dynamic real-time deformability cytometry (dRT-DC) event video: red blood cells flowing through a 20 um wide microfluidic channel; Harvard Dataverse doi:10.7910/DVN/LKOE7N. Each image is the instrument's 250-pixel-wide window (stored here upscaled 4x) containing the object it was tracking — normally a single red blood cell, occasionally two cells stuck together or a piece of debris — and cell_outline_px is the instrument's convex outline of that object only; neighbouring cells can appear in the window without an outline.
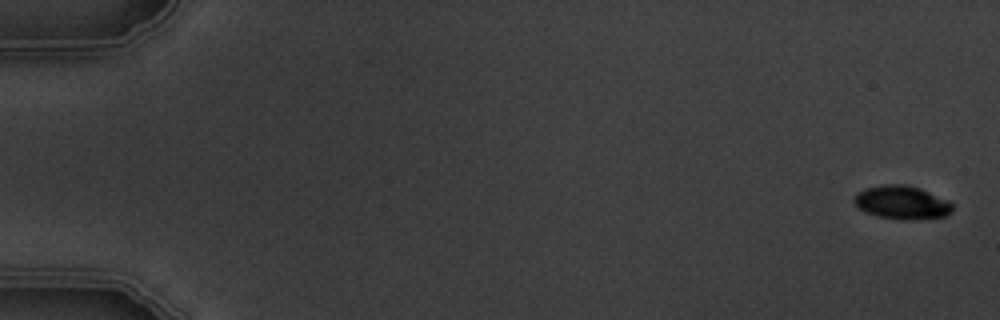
{"species": "common noctule bat (a hibernating species)", "species_latin": "Nyctalus noctula", "temperature_condition": "warm", "stored_images_in_passage": 8, "camera_frame_rate_fps": 3000, "um_per_image_px": 0.085, "animal": {"sex": "male", "body_mass_g": 19.5, "forearm_length_mm": 54.6}, "frame": {"image": 1, "passage_image": 1, "time_ms": 0.0, "image_size_px": [1000, 320], "cell_outline_px": [[952, 212], [944, 216], [916, 220], [904, 220], [880, 216], [868, 212], [860, 208], [852, 200], [856, 192], [864, 188], [884, 184], [908, 184], [920, 188], [952, 204]], "centroid_in_image_um": [76.62, 17.2], "position_along_channel_um": 8.4, "area_um2": 18.96}}
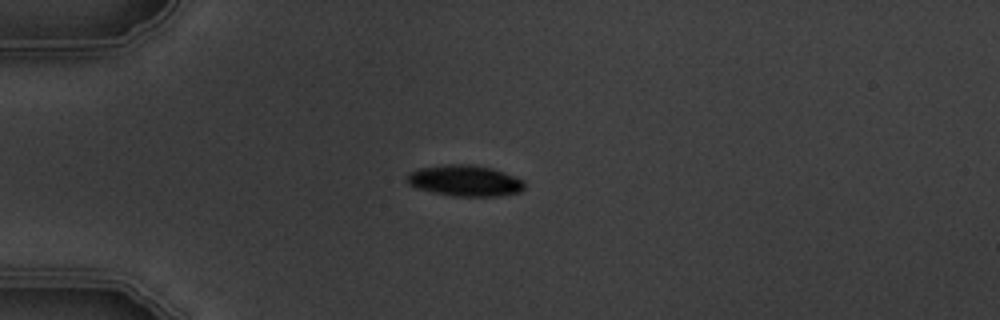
{"frame": {"image": 2, "passage_image": 5, "time_ms": 4.667, "image_size_px": [1000, 320], "cell_outline_px": [[524, 188], [520, 192], [496, 196], [452, 196], [432, 192], [416, 188], [408, 184], [408, 172], [420, 168], [448, 164], [472, 164], [492, 168], [504, 172], [524, 180]], "centroid_in_image_um": [39.52, 15.35], "position_along_channel_um": 45.5, "area_um2": 21.27}}
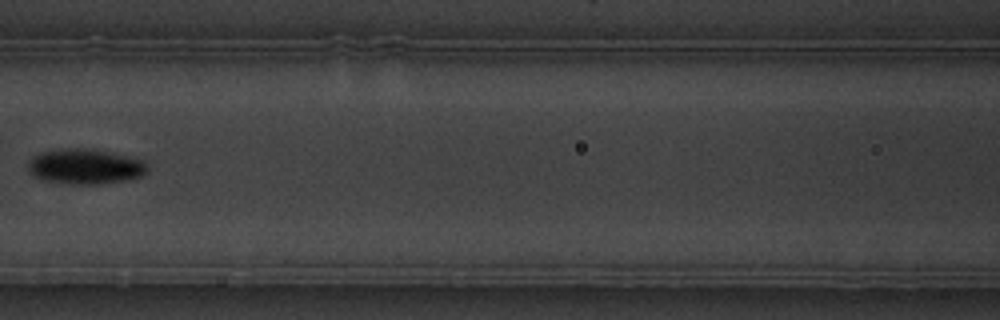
{"frame": {"image": 3, "passage_image": 8, "time_ms": 8.333, "image_size_px": [1000, 320], "cell_outline_px": [[148, 172], [140, 176], [124, 180], [96, 184], [76, 184], [44, 180], [36, 176], [28, 168], [28, 160], [32, 156], [40, 152], [60, 148], [92, 148], [112, 152], [144, 160], [148, 164]], "centroid_in_image_um": [7.26, 14.12], "position_along_channel_um": 159.3, "area_um2": 24.57}}